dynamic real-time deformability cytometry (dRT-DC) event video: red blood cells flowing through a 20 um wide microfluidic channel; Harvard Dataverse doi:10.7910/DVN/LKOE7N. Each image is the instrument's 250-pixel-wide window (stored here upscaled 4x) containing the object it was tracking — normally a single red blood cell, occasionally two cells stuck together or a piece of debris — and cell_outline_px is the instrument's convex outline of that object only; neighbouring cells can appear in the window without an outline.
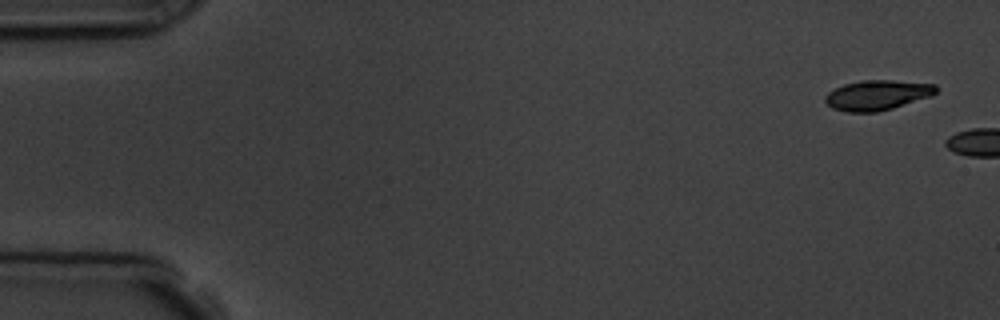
{"species": "common noctule bat (a hibernating species)", "species_latin": "Nyctalus noctula", "temperature_condition": "room temperature", "stored_images_in_passage": 2, "camera_frame_rate_fps": 3000, "um_per_image_px": 0.085, "animal": {"sex": "male", "body_mass_g": 19.5, "forearm_length_mm": 54.6}, "frame": {"image": 1, "passage_image": 1, "time_ms": 0.0, "image_size_px": [1000, 320], "cell_outline_px": [[936, 92], [932, 96], [892, 108], [876, 112], [848, 112], [832, 108], [824, 100], [824, 96], [828, 92], [844, 84], [860, 80], [892, 80], [936, 84]], "centroid_in_image_um": [74.56, 8.08], "position_along_channel_um": 10.4, "area_um2": 19.36}}